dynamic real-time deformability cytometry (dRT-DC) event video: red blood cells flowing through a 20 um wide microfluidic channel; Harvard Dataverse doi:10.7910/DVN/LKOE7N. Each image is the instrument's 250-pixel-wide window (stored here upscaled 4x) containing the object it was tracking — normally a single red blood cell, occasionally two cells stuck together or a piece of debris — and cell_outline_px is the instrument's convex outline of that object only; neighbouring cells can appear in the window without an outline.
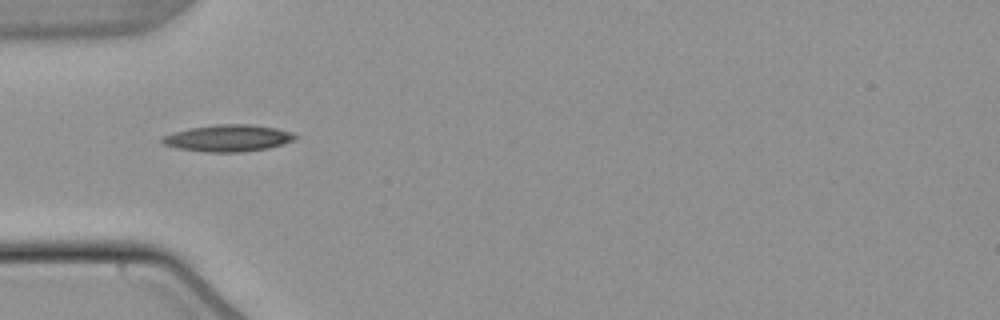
{"species": "common noctule bat (a hibernating species)", "species_latin": "Nyctalus noctula", "temperature_condition": "warm", "stored_images_in_passage": 25, "camera_frame_rate_fps": 3000, "um_per_image_px": 0.085, "animal": {"sex": "male", "body_mass_g": 21.5, "forearm_length_mm": 52.0}, "frame": {"image": 1, "passage_image": 1, "time_ms": 0.0, "image_size_px": [1000, 320], "cell_outline_px": [[300, 136], [296, 140], [268, 148], [240, 152], [208, 152], [180, 148], [164, 144], [160, 140], [164, 136], [188, 128], [216, 124], [252, 124], [276, 128], [292, 132]], "centroid_in_image_um": [19.46, 11.73], "position_along_channel_um": 65.5, "area_um2": 20.69}}